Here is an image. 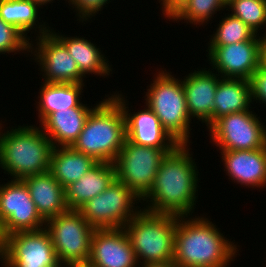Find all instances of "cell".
Instances as JSON below:
<instances>
[{
    "label": "cell",
    "mask_w": 266,
    "mask_h": 267,
    "mask_svg": "<svg viewBox=\"0 0 266 267\" xmlns=\"http://www.w3.org/2000/svg\"><path fill=\"white\" fill-rule=\"evenodd\" d=\"M105 96L91 111L72 147L97 162L113 163L126 140V120L120 104L111 95Z\"/></svg>",
    "instance_id": "277c9868"
},
{
    "label": "cell",
    "mask_w": 266,
    "mask_h": 267,
    "mask_svg": "<svg viewBox=\"0 0 266 267\" xmlns=\"http://www.w3.org/2000/svg\"><path fill=\"white\" fill-rule=\"evenodd\" d=\"M2 124L0 121V167L3 173L22 180L29 175L48 172L53 145L40 125L23 124L2 130Z\"/></svg>",
    "instance_id": "3957f363"
},
{
    "label": "cell",
    "mask_w": 266,
    "mask_h": 267,
    "mask_svg": "<svg viewBox=\"0 0 266 267\" xmlns=\"http://www.w3.org/2000/svg\"><path fill=\"white\" fill-rule=\"evenodd\" d=\"M39 8L43 7H40L32 0H0V18L6 23L15 26L31 40V37L29 35L27 36L29 32H31L30 35L37 32L36 35L38 36L51 32V27H49L48 23L45 24L46 22L42 21V24L41 18L39 17ZM32 29L35 31H30Z\"/></svg>",
    "instance_id": "484cf974"
},
{
    "label": "cell",
    "mask_w": 266,
    "mask_h": 267,
    "mask_svg": "<svg viewBox=\"0 0 266 267\" xmlns=\"http://www.w3.org/2000/svg\"><path fill=\"white\" fill-rule=\"evenodd\" d=\"M71 6L72 10L75 9L77 21L87 23L89 19L92 21V17L101 12L106 7V4L110 3V0H66ZM105 5V6H104Z\"/></svg>",
    "instance_id": "4dcf8cb0"
},
{
    "label": "cell",
    "mask_w": 266,
    "mask_h": 267,
    "mask_svg": "<svg viewBox=\"0 0 266 267\" xmlns=\"http://www.w3.org/2000/svg\"><path fill=\"white\" fill-rule=\"evenodd\" d=\"M226 8V11H231V15L242 20L257 35H266V31L259 34L266 26V0H227Z\"/></svg>",
    "instance_id": "f1b7e54d"
},
{
    "label": "cell",
    "mask_w": 266,
    "mask_h": 267,
    "mask_svg": "<svg viewBox=\"0 0 266 267\" xmlns=\"http://www.w3.org/2000/svg\"><path fill=\"white\" fill-rule=\"evenodd\" d=\"M226 175L246 188H266V153L255 150L220 151Z\"/></svg>",
    "instance_id": "ac0fdd59"
},
{
    "label": "cell",
    "mask_w": 266,
    "mask_h": 267,
    "mask_svg": "<svg viewBox=\"0 0 266 267\" xmlns=\"http://www.w3.org/2000/svg\"><path fill=\"white\" fill-rule=\"evenodd\" d=\"M251 109L218 118L209 128L210 141L220 151L263 148L266 125Z\"/></svg>",
    "instance_id": "8fae6325"
},
{
    "label": "cell",
    "mask_w": 266,
    "mask_h": 267,
    "mask_svg": "<svg viewBox=\"0 0 266 267\" xmlns=\"http://www.w3.org/2000/svg\"><path fill=\"white\" fill-rule=\"evenodd\" d=\"M252 100L266 106V65L262 62L250 80Z\"/></svg>",
    "instance_id": "1f68e13d"
},
{
    "label": "cell",
    "mask_w": 266,
    "mask_h": 267,
    "mask_svg": "<svg viewBox=\"0 0 266 267\" xmlns=\"http://www.w3.org/2000/svg\"><path fill=\"white\" fill-rule=\"evenodd\" d=\"M227 0H174L163 12L165 19L203 27L219 11L226 9Z\"/></svg>",
    "instance_id": "4316f807"
},
{
    "label": "cell",
    "mask_w": 266,
    "mask_h": 267,
    "mask_svg": "<svg viewBox=\"0 0 266 267\" xmlns=\"http://www.w3.org/2000/svg\"><path fill=\"white\" fill-rule=\"evenodd\" d=\"M94 108H69L51 113L41 124L53 147H72Z\"/></svg>",
    "instance_id": "44dd1931"
},
{
    "label": "cell",
    "mask_w": 266,
    "mask_h": 267,
    "mask_svg": "<svg viewBox=\"0 0 266 267\" xmlns=\"http://www.w3.org/2000/svg\"><path fill=\"white\" fill-rule=\"evenodd\" d=\"M138 267H179L175 262H165V263H146L139 265Z\"/></svg>",
    "instance_id": "d6a6232c"
},
{
    "label": "cell",
    "mask_w": 266,
    "mask_h": 267,
    "mask_svg": "<svg viewBox=\"0 0 266 267\" xmlns=\"http://www.w3.org/2000/svg\"><path fill=\"white\" fill-rule=\"evenodd\" d=\"M3 267H63L58 261L48 231H19L0 242Z\"/></svg>",
    "instance_id": "9c48e42d"
},
{
    "label": "cell",
    "mask_w": 266,
    "mask_h": 267,
    "mask_svg": "<svg viewBox=\"0 0 266 267\" xmlns=\"http://www.w3.org/2000/svg\"><path fill=\"white\" fill-rule=\"evenodd\" d=\"M116 179L113 163L97 162L76 182L65 188L68 210H78L87 201L106 190Z\"/></svg>",
    "instance_id": "d6986e66"
},
{
    "label": "cell",
    "mask_w": 266,
    "mask_h": 267,
    "mask_svg": "<svg viewBox=\"0 0 266 267\" xmlns=\"http://www.w3.org/2000/svg\"><path fill=\"white\" fill-rule=\"evenodd\" d=\"M44 224V225H43ZM45 228L28 187L21 179L0 184V242L11 233Z\"/></svg>",
    "instance_id": "7c38bea8"
},
{
    "label": "cell",
    "mask_w": 266,
    "mask_h": 267,
    "mask_svg": "<svg viewBox=\"0 0 266 267\" xmlns=\"http://www.w3.org/2000/svg\"><path fill=\"white\" fill-rule=\"evenodd\" d=\"M30 53V40L15 26L0 18V54Z\"/></svg>",
    "instance_id": "f546056e"
},
{
    "label": "cell",
    "mask_w": 266,
    "mask_h": 267,
    "mask_svg": "<svg viewBox=\"0 0 266 267\" xmlns=\"http://www.w3.org/2000/svg\"><path fill=\"white\" fill-rule=\"evenodd\" d=\"M211 70L223 78L251 80L262 63V36L255 35L249 41L206 48Z\"/></svg>",
    "instance_id": "4fadbf2b"
},
{
    "label": "cell",
    "mask_w": 266,
    "mask_h": 267,
    "mask_svg": "<svg viewBox=\"0 0 266 267\" xmlns=\"http://www.w3.org/2000/svg\"><path fill=\"white\" fill-rule=\"evenodd\" d=\"M119 92L110 93V95L123 109L126 120V139L137 145L161 149L166 154L180 145L161 125L159 118L147 105L132 114L124 94Z\"/></svg>",
    "instance_id": "9a60e30c"
},
{
    "label": "cell",
    "mask_w": 266,
    "mask_h": 267,
    "mask_svg": "<svg viewBox=\"0 0 266 267\" xmlns=\"http://www.w3.org/2000/svg\"><path fill=\"white\" fill-rule=\"evenodd\" d=\"M71 267H95V266L91 265L89 262H84V263L75 264Z\"/></svg>",
    "instance_id": "8d00e7d4"
},
{
    "label": "cell",
    "mask_w": 266,
    "mask_h": 267,
    "mask_svg": "<svg viewBox=\"0 0 266 267\" xmlns=\"http://www.w3.org/2000/svg\"><path fill=\"white\" fill-rule=\"evenodd\" d=\"M88 262L95 267L139 266L124 228L95 229Z\"/></svg>",
    "instance_id": "2e32d148"
},
{
    "label": "cell",
    "mask_w": 266,
    "mask_h": 267,
    "mask_svg": "<svg viewBox=\"0 0 266 267\" xmlns=\"http://www.w3.org/2000/svg\"><path fill=\"white\" fill-rule=\"evenodd\" d=\"M139 202L143 204L130 188L115 179L78 211L95 229L123 228L142 209L135 206Z\"/></svg>",
    "instance_id": "ba28073f"
},
{
    "label": "cell",
    "mask_w": 266,
    "mask_h": 267,
    "mask_svg": "<svg viewBox=\"0 0 266 267\" xmlns=\"http://www.w3.org/2000/svg\"><path fill=\"white\" fill-rule=\"evenodd\" d=\"M165 156L161 149L137 145L126 139L113 162L116 179L142 200L150 192Z\"/></svg>",
    "instance_id": "30bf717a"
},
{
    "label": "cell",
    "mask_w": 266,
    "mask_h": 267,
    "mask_svg": "<svg viewBox=\"0 0 266 267\" xmlns=\"http://www.w3.org/2000/svg\"><path fill=\"white\" fill-rule=\"evenodd\" d=\"M206 69L191 71L182 79V85L191 120L196 118L209 128L214 123V98L221 77L211 68Z\"/></svg>",
    "instance_id": "e0dca14e"
},
{
    "label": "cell",
    "mask_w": 266,
    "mask_h": 267,
    "mask_svg": "<svg viewBox=\"0 0 266 267\" xmlns=\"http://www.w3.org/2000/svg\"><path fill=\"white\" fill-rule=\"evenodd\" d=\"M29 189L31 199L41 218L46 222L68 210L65 189L48 171L22 179Z\"/></svg>",
    "instance_id": "ffe728a7"
},
{
    "label": "cell",
    "mask_w": 266,
    "mask_h": 267,
    "mask_svg": "<svg viewBox=\"0 0 266 267\" xmlns=\"http://www.w3.org/2000/svg\"><path fill=\"white\" fill-rule=\"evenodd\" d=\"M155 73L154 79L147 86L145 105L159 118L161 125L179 143L189 144L191 117L188 112L182 79L166 69Z\"/></svg>",
    "instance_id": "8992f818"
},
{
    "label": "cell",
    "mask_w": 266,
    "mask_h": 267,
    "mask_svg": "<svg viewBox=\"0 0 266 267\" xmlns=\"http://www.w3.org/2000/svg\"><path fill=\"white\" fill-rule=\"evenodd\" d=\"M190 149L188 144H180L161 160L154 184L142 199L143 202L146 201L145 205L148 203L144 205V210L176 216H192L198 202L200 179Z\"/></svg>",
    "instance_id": "6da1fadb"
},
{
    "label": "cell",
    "mask_w": 266,
    "mask_h": 267,
    "mask_svg": "<svg viewBox=\"0 0 266 267\" xmlns=\"http://www.w3.org/2000/svg\"><path fill=\"white\" fill-rule=\"evenodd\" d=\"M34 3H36L37 5L41 6H45L46 4H51L52 1L54 0H32Z\"/></svg>",
    "instance_id": "d590c367"
},
{
    "label": "cell",
    "mask_w": 266,
    "mask_h": 267,
    "mask_svg": "<svg viewBox=\"0 0 266 267\" xmlns=\"http://www.w3.org/2000/svg\"><path fill=\"white\" fill-rule=\"evenodd\" d=\"M177 216L143 208L123 228L139 265L173 261Z\"/></svg>",
    "instance_id": "5b68a950"
},
{
    "label": "cell",
    "mask_w": 266,
    "mask_h": 267,
    "mask_svg": "<svg viewBox=\"0 0 266 267\" xmlns=\"http://www.w3.org/2000/svg\"><path fill=\"white\" fill-rule=\"evenodd\" d=\"M264 150H265V153H266V137H265V140H264Z\"/></svg>",
    "instance_id": "74e56055"
},
{
    "label": "cell",
    "mask_w": 266,
    "mask_h": 267,
    "mask_svg": "<svg viewBox=\"0 0 266 267\" xmlns=\"http://www.w3.org/2000/svg\"><path fill=\"white\" fill-rule=\"evenodd\" d=\"M84 83H46L40 86L36 111L41 124L51 113L69 108H95L81 102ZM82 93V94H81ZM82 95V96H80ZM81 98V99H80Z\"/></svg>",
    "instance_id": "7402d4cb"
},
{
    "label": "cell",
    "mask_w": 266,
    "mask_h": 267,
    "mask_svg": "<svg viewBox=\"0 0 266 267\" xmlns=\"http://www.w3.org/2000/svg\"><path fill=\"white\" fill-rule=\"evenodd\" d=\"M217 26L214 34L210 35L208 46H225L249 41L256 35L242 20L228 12Z\"/></svg>",
    "instance_id": "83f0119b"
},
{
    "label": "cell",
    "mask_w": 266,
    "mask_h": 267,
    "mask_svg": "<svg viewBox=\"0 0 266 267\" xmlns=\"http://www.w3.org/2000/svg\"><path fill=\"white\" fill-rule=\"evenodd\" d=\"M30 52V57L33 54L34 62L39 64L38 70L41 71L44 82L85 83V77L80 73L67 48L52 32L31 40Z\"/></svg>",
    "instance_id": "5bb4252c"
},
{
    "label": "cell",
    "mask_w": 266,
    "mask_h": 267,
    "mask_svg": "<svg viewBox=\"0 0 266 267\" xmlns=\"http://www.w3.org/2000/svg\"><path fill=\"white\" fill-rule=\"evenodd\" d=\"M191 217L177 216L173 262L179 267H229L240 255L239 245L208 217Z\"/></svg>",
    "instance_id": "7a4b0ae2"
},
{
    "label": "cell",
    "mask_w": 266,
    "mask_h": 267,
    "mask_svg": "<svg viewBox=\"0 0 266 267\" xmlns=\"http://www.w3.org/2000/svg\"><path fill=\"white\" fill-rule=\"evenodd\" d=\"M262 62L266 65V35L262 36Z\"/></svg>",
    "instance_id": "836d02e7"
},
{
    "label": "cell",
    "mask_w": 266,
    "mask_h": 267,
    "mask_svg": "<svg viewBox=\"0 0 266 267\" xmlns=\"http://www.w3.org/2000/svg\"><path fill=\"white\" fill-rule=\"evenodd\" d=\"M96 163L93 157L76 151L73 147H53L49 172L65 189Z\"/></svg>",
    "instance_id": "d4e9b609"
},
{
    "label": "cell",
    "mask_w": 266,
    "mask_h": 267,
    "mask_svg": "<svg viewBox=\"0 0 266 267\" xmlns=\"http://www.w3.org/2000/svg\"><path fill=\"white\" fill-rule=\"evenodd\" d=\"M159 3H161L160 5L161 6V11L162 13L171 5V3L174 1V0H158Z\"/></svg>",
    "instance_id": "e575fe53"
},
{
    "label": "cell",
    "mask_w": 266,
    "mask_h": 267,
    "mask_svg": "<svg viewBox=\"0 0 266 267\" xmlns=\"http://www.w3.org/2000/svg\"><path fill=\"white\" fill-rule=\"evenodd\" d=\"M252 102L249 80L221 77L214 98V122L224 115L252 109Z\"/></svg>",
    "instance_id": "cb8c5ba5"
},
{
    "label": "cell",
    "mask_w": 266,
    "mask_h": 267,
    "mask_svg": "<svg viewBox=\"0 0 266 267\" xmlns=\"http://www.w3.org/2000/svg\"><path fill=\"white\" fill-rule=\"evenodd\" d=\"M58 261L63 267L88 262L95 231L78 210H67L45 222Z\"/></svg>",
    "instance_id": "52a82bcc"
},
{
    "label": "cell",
    "mask_w": 266,
    "mask_h": 267,
    "mask_svg": "<svg viewBox=\"0 0 266 267\" xmlns=\"http://www.w3.org/2000/svg\"><path fill=\"white\" fill-rule=\"evenodd\" d=\"M51 32L65 45L84 77L90 73L104 78L112 74L113 68L110 66L108 58L105 57L100 47H97L96 43L94 44L82 36L63 35L56 30L54 31V28L51 29Z\"/></svg>",
    "instance_id": "603a6c76"
}]
</instances>
